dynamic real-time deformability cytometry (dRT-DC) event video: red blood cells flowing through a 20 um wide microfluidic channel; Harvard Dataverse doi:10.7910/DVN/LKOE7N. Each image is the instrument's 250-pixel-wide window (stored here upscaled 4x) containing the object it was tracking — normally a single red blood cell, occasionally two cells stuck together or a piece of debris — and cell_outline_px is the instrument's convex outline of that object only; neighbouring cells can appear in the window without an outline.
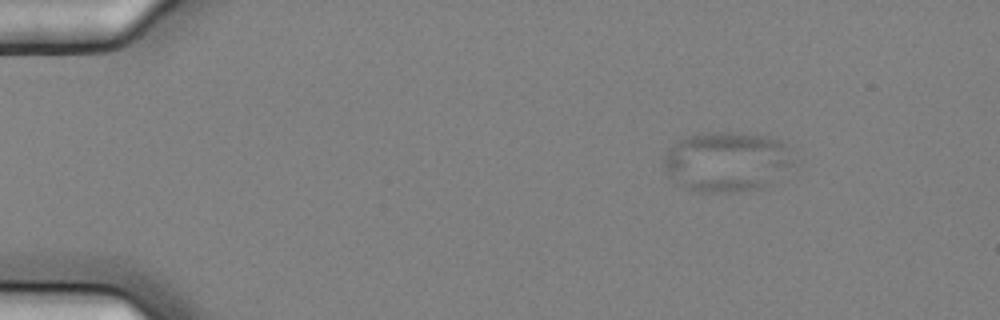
{"species": "common noctule bat (a hibernating species)", "species_latin": "Nyctalus noctula", "temperature_condition": "cold", "stored_images_in_passage": 15, "camera_frame_rate_fps": 3000, "um_per_image_px": 0.085, "animal": {"sex": "female", "body_mass_g": 25.1}, "frame": {"image": 1, "passage_image": 2, "time_ms": 0.333, "image_size_px": [1000, 320], "cell_outline_px": [[796, 164], [764, 188], [740, 192], [700, 192], [688, 188], [668, 172], [664, 168], [664, 156], [680, 140], [688, 136], [700, 132], [732, 132], [764, 136], [780, 140], [784, 144]], "centroid_in_image_um": [61.85, 13.74], "position_along_channel_um": 23.2, "area_um2": 44.91}}
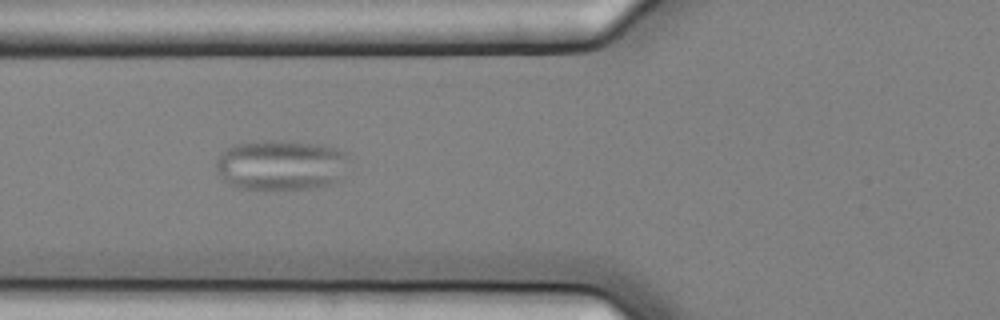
{"frame": {"image": 2, "passage_image": 5, "time_ms": 1.333, "image_size_px": [1000, 320], "cell_outline_px": [[352, 156], [336, 180], [332, 184], [316, 188], [264, 192], [236, 188], [224, 180], [216, 168], [216, 160], [220, 152], [232, 144], [264, 140], [280, 140], [324, 144], [336, 148]], "centroid_in_image_um": [23.85, 14.05], "position_along_channel_um": 101.9, "area_um2": 40.29}}
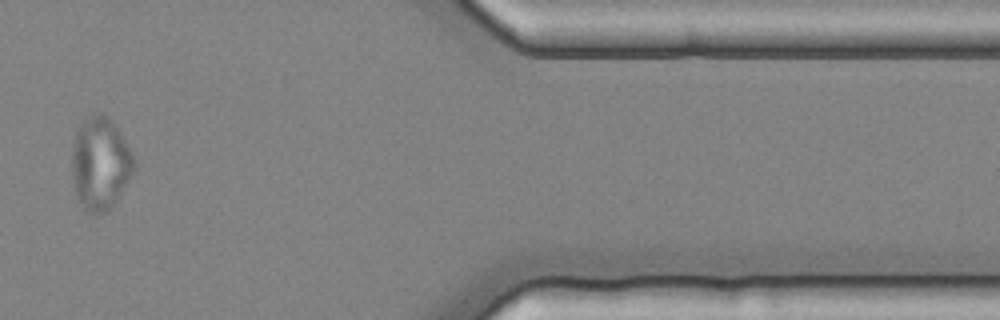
{"frame": {"image": 3, "passage_image": 13, "time_ms": 4.0, "image_size_px": [1000, 320], "cell_outline_px": [[136, 168], [112, 204], [104, 212], [92, 216], [80, 204], [76, 196], [72, 176], [72, 148], [76, 132], [80, 124], [92, 112], [100, 112], [108, 116], [112, 120], [120, 132], [132, 152], [136, 160]], "centroid_in_image_um": [8.51, 13.86], "position_along_channel_um": 402.9, "area_um2": 33.64}}